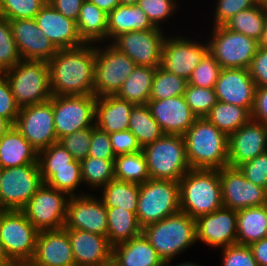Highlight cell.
Here are the masks:
<instances>
[{
	"label": "cell",
	"instance_id": "obj_9",
	"mask_svg": "<svg viewBox=\"0 0 267 266\" xmlns=\"http://www.w3.org/2000/svg\"><path fill=\"white\" fill-rule=\"evenodd\" d=\"M208 41V52L221 68L248 69L256 55L259 42L244 34L227 29L224 25L214 26Z\"/></svg>",
	"mask_w": 267,
	"mask_h": 266
},
{
	"label": "cell",
	"instance_id": "obj_12",
	"mask_svg": "<svg viewBox=\"0 0 267 266\" xmlns=\"http://www.w3.org/2000/svg\"><path fill=\"white\" fill-rule=\"evenodd\" d=\"M96 96H52L57 139L95 125Z\"/></svg>",
	"mask_w": 267,
	"mask_h": 266
},
{
	"label": "cell",
	"instance_id": "obj_57",
	"mask_svg": "<svg viewBox=\"0 0 267 266\" xmlns=\"http://www.w3.org/2000/svg\"><path fill=\"white\" fill-rule=\"evenodd\" d=\"M251 119L267 126V86L256 87Z\"/></svg>",
	"mask_w": 267,
	"mask_h": 266
},
{
	"label": "cell",
	"instance_id": "obj_18",
	"mask_svg": "<svg viewBox=\"0 0 267 266\" xmlns=\"http://www.w3.org/2000/svg\"><path fill=\"white\" fill-rule=\"evenodd\" d=\"M207 52V43H198L180 36L166 37L162 48L161 67L188 80Z\"/></svg>",
	"mask_w": 267,
	"mask_h": 266
},
{
	"label": "cell",
	"instance_id": "obj_41",
	"mask_svg": "<svg viewBox=\"0 0 267 266\" xmlns=\"http://www.w3.org/2000/svg\"><path fill=\"white\" fill-rule=\"evenodd\" d=\"M187 86V79L170 73L161 66H158L153 77L150 100H164L182 96Z\"/></svg>",
	"mask_w": 267,
	"mask_h": 266
},
{
	"label": "cell",
	"instance_id": "obj_60",
	"mask_svg": "<svg viewBox=\"0 0 267 266\" xmlns=\"http://www.w3.org/2000/svg\"><path fill=\"white\" fill-rule=\"evenodd\" d=\"M91 3L96 5L106 14H109L113 11L117 6L120 5L119 0H89Z\"/></svg>",
	"mask_w": 267,
	"mask_h": 266
},
{
	"label": "cell",
	"instance_id": "obj_36",
	"mask_svg": "<svg viewBox=\"0 0 267 266\" xmlns=\"http://www.w3.org/2000/svg\"><path fill=\"white\" fill-rule=\"evenodd\" d=\"M128 130L136 137L141 148L164 135L147 104L133 106Z\"/></svg>",
	"mask_w": 267,
	"mask_h": 266
},
{
	"label": "cell",
	"instance_id": "obj_66",
	"mask_svg": "<svg viewBox=\"0 0 267 266\" xmlns=\"http://www.w3.org/2000/svg\"><path fill=\"white\" fill-rule=\"evenodd\" d=\"M99 266H119V265L113 260V258H111L110 260L101 263Z\"/></svg>",
	"mask_w": 267,
	"mask_h": 266
},
{
	"label": "cell",
	"instance_id": "obj_43",
	"mask_svg": "<svg viewBox=\"0 0 267 266\" xmlns=\"http://www.w3.org/2000/svg\"><path fill=\"white\" fill-rule=\"evenodd\" d=\"M21 60L13 38L10 20L0 17V73L13 68Z\"/></svg>",
	"mask_w": 267,
	"mask_h": 266
},
{
	"label": "cell",
	"instance_id": "obj_37",
	"mask_svg": "<svg viewBox=\"0 0 267 266\" xmlns=\"http://www.w3.org/2000/svg\"><path fill=\"white\" fill-rule=\"evenodd\" d=\"M100 198L106 208L122 207L127 211H137L140 185L119 180H111L102 188Z\"/></svg>",
	"mask_w": 267,
	"mask_h": 266
},
{
	"label": "cell",
	"instance_id": "obj_3",
	"mask_svg": "<svg viewBox=\"0 0 267 266\" xmlns=\"http://www.w3.org/2000/svg\"><path fill=\"white\" fill-rule=\"evenodd\" d=\"M180 211L195 220L223 206L219 170L190 169L180 180Z\"/></svg>",
	"mask_w": 267,
	"mask_h": 266
},
{
	"label": "cell",
	"instance_id": "obj_56",
	"mask_svg": "<svg viewBox=\"0 0 267 266\" xmlns=\"http://www.w3.org/2000/svg\"><path fill=\"white\" fill-rule=\"evenodd\" d=\"M248 71L256 87L267 86V48L258 47Z\"/></svg>",
	"mask_w": 267,
	"mask_h": 266
},
{
	"label": "cell",
	"instance_id": "obj_50",
	"mask_svg": "<svg viewBox=\"0 0 267 266\" xmlns=\"http://www.w3.org/2000/svg\"><path fill=\"white\" fill-rule=\"evenodd\" d=\"M260 0H217L214 26L223 25L242 10L255 6Z\"/></svg>",
	"mask_w": 267,
	"mask_h": 266
},
{
	"label": "cell",
	"instance_id": "obj_7",
	"mask_svg": "<svg viewBox=\"0 0 267 266\" xmlns=\"http://www.w3.org/2000/svg\"><path fill=\"white\" fill-rule=\"evenodd\" d=\"M178 211H180L178 181L149 179L140 185L136 216L142 229Z\"/></svg>",
	"mask_w": 267,
	"mask_h": 266
},
{
	"label": "cell",
	"instance_id": "obj_31",
	"mask_svg": "<svg viewBox=\"0 0 267 266\" xmlns=\"http://www.w3.org/2000/svg\"><path fill=\"white\" fill-rule=\"evenodd\" d=\"M267 237V204L237 211V244L250 246Z\"/></svg>",
	"mask_w": 267,
	"mask_h": 266
},
{
	"label": "cell",
	"instance_id": "obj_59",
	"mask_svg": "<svg viewBox=\"0 0 267 266\" xmlns=\"http://www.w3.org/2000/svg\"><path fill=\"white\" fill-rule=\"evenodd\" d=\"M258 266H267V237L250 245Z\"/></svg>",
	"mask_w": 267,
	"mask_h": 266
},
{
	"label": "cell",
	"instance_id": "obj_10",
	"mask_svg": "<svg viewBox=\"0 0 267 266\" xmlns=\"http://www.w3.org/2000/svg\"><path fill=\"white\" fill-rule=\"evenodd\" d=\"M101 48L100 45L96 47L93 80L96 97L115 95L137 66L111 43Z\"/></svg>",
	"mask_w": 267,
	"mask_h": 266
},
{
	"label": "cell",
	"instance_id": "obj_34",
	"mask_svg": "<svg viewBox=\"0 0 267 266\" xmlns=\"http://www.w3.org/2000/svg\"><path fill=\"white\" fill-rule=\"evenodd\" d=\"M267 20V5L260 0L255 6L242 10L223 25L232 31L260 41Z\"/></svg>",
	"mask_w": 267,
	"mask_h": 266
},
{
	"label": "cell",
	"instance_id": "obj_35",
	"mask_svg": "<svg viewBox=\"0 0 267 266\" xmlns=\"http://www.w3.org/2000/svg\"><path fill=\"white\" fill-rule=\"evenodd\" d=\"M106 212L107 238L112 246L130 240L142 233V228L134 212L122 209V207L106 208Z\"/></svg>",
	"mask_w": 267,
	"mask_h": 266
},
{
	"label": "cell",
	"instance_id": "obj_32",
	"mask_svg": "<svg viewBox=\"0 0 267 266\" xmlns=\"http://www.w3.org/2000/svg\"><path fill=\"white\" fill-rule=\"evenodd\" d=\"M107 17L108 14L89 0L83 2L76 25L85 44L107 42Z\"/></svg>",
	"mask_w": 267,
	"mask_h": 266
},
{
	"label": "cell",
	"instance_id": "obj_8",
	"mask_svg": "<svg viewBox=\"0 0 267 266\" xmlns=\"http://www.w3.org/2000/svg\"><path fill=\"white\" fill-rule=\"evenodd\" d=\"M38 233L22 210H0V241L11 262L25 266L33 259Z\"/></svg>",
	"mask_w": 267,
	"mask_h": 266
},
{
	"label": "cell",
	"instance_id": "obj_38",
	"mask_svg": "<svg viewBox=\"0 0 267 266\" xmlns=\"http://www.w3.org/2000/svg\"><path fill=\"white\" fill-rule=\"evenodd\" d=\"M228 137L250 119V113L237 105L217 101L205 117Z\"/></svg>",
	"mask_w": 267,
	"mask_h": 266
},
{
	"label": "cell",
	"instance_id": "obj_26",
	"mask_svg": "<svg viewBox=\"0 0 267 266\" xmlns=\"http://www.w3.org/2000/svg\"><path fill=\"white\" fill-rule=\"evenodd\" d=\"M31 261L49 266H76L68 232L64 228L40 231Z\"/></svg>",
	"mask_w": 267,
	"mask_h": 266
},
{
	"label": "cell",
	"instance_id": "obj_69",
	"mask_svg": "<svg viewBox=\"0 0 267 266\" xmlns=\"http://www.w3.org/2000/svg\"><path fill=\"white\" fill-rule=\"evenodd\" d=\"M264 189H265V194H266V197H267V180H266V183H265Z\"/></svg>",
	"mask_w": 267,
	"mask_h": 266
},
{
	"label": "cell",
	"instance_id": "obj_16",
	"mask_svg": "<svg viewBox=\"0 0 267 266\" xmlns=\"http://www.w3.org/2000/svg\"><path fill=\"white\" fill-rule=\"evenodd\" d=\"M64 229H78L107 237V212L103 201L84 193L70 196Z\"/></svg>",
	"mask_w": 267,
	"mask_h": 266
},
{
	"label": "cell",
	"instance_id": "obj_11",
	"mask_svg": "<svg viewBox=\"0 0 267 266\" xmlns=\"http://www.w3.org/2000/svg\"><path fill=\"white\" fill-rule=\"evenodd\" d=\"M67 197V193L43 183L22 211L39 232L60 230L66 219Z\"/></svg>",
	"mask_w": 267,
	"mask_h": 266
},
{
	"label": "cell",
	"instance_id": "obj_46",
	"mask_svg": "<svg viewBox=\"0 0 267 266\" xmlns=\"http://www.w3.org/2000/svg\"><path fill=\"white\" fill-rule=\"evenodd\" d=\"M221 69L215 58L207 52L199 65L192 71L188 84L204 88H215Z\"/></svg>",
	"mask_w": 267,
	"mask_h": 266
},
{
	"label": "cell",
	"instance_id": "obj_40",
	"mask_svg": "<svg viewBox=\"0 0 267 266\" xmlns=\"http://www.w3.org/2000/svg\"><path fill=\"white\" fill-rule=\"evenodd\" d=\"M43 183L54 189L63 191L69 196H74L77 187L82 184L81 163L74 160L71 167L40 168Z\"/></svg>",
	"mask_w": 267,
	"mask_h": 266
},
{
	"label": "cell",
	"instance_id": "obj_42",
	"mask_svg": "<svg viewBox=\"0 0 267 266\" xmlns=\"http://www.w3.org/2000/svg\"><path fill=\"white\" fill-rule=\"evenodd\" d=\"M81 163V176L83 183L91 188H103L114 180V160H103L88 156Z\"/></svg>",
	"mask_w": 267,
	"mask_h": 266
},
{
	"label": "cell",
	"instance_id": "obj_48",
	"mask_svg": "<svg viewBox=\"0 0 267 266\" xmlns=\"http://www.w3.org/2000/svg\"><path fill=\"white\" fill-rule=\"evenodd\" d=\"M137 5L158 28H162L159 23L169 18L178 7L175 0H139Z\"/></svg>",
	"mask_w": 267,
	"mask_h": 266
},
{
	"label": "cell",
	"instance_id": "obj_21",
	"mask_svg": "<svg viewBox=\"0 0 267 266\" xmlns=\"http://www.w3.org/2000/svg\"><path fill=\"white\" fill-rule=\"evenodd\" d=\"M10 25L22 59L49 62L57 53L58 49L44 35L34 19L10 20Z\"/></svg>",
	"mask_w": 267,
	"mask_h": 266
},
{
	"label": "cell",
	"instance_id": "obj_64",
	"mask_svg": "<svg viewBox=\"0 0 267 266\" xmlns=\"http://www.w3.org/2000/svg\"><path fill=\"white\" fill-rule=\"evenodd\" d=\"M139 0H119L120 5H137Z\"/></svg>",
	"mask_w": 267,
	"mask_h": 266
},
{
	"label": "cell",
	"instance_id": "obj_49",
	"mask_svg": "<svg viewBox=\"0 0 267 266\" xmlns=\"http://www.w3.org/2000/svg\"><path fill=\"white\" fill-rule=\"evenodd\" d=\"M72 155L58 142L39 151L38 163L40 168L71 167Z\"/></svg>",
	"mask_w": 267,
	"mask_h": 266
},
{
	"label": "cell",
	"instance_id": "obj_58",
	"mask_svg": "<svg viewBox=\"0 0 267 266\" xmlns=\"http://www.w3.org/2000/svg\"><path fill=\"white\" fill-rule=\"evenodd\" d=\"M85 0H49L48 3L67 18L77 21Z\"/></svg>",
	"mask_w": 267,
	"mask_h": 266
},
{
	"label": "cell",
	"instance_id": "obj_65",
	"mask_svg": "<svg viewBox=\"0 0 267 266\" xmlns=\"http://www.w3.org/2000/svg\"><path fill=\"white\" fill-rule=\"evenodd\" d=\"M168 264H170L169 262H166L165 264H164V266H168ZM176 266H200L199 264H197V263H192V262H182V264L180 263V264H178V265H176Z\"/></svg>",
	"mask_w": 267,
	"mask_h": 266
},
{
	"label": "cell",
	"instance_id": "obj_5",
	"mask_svg": "<svg viewBox=\"0 0 267 266\" xmlns=\"http://www.w3.org/2000/svg\"><path fill=\"white\" fill-rule=\"evenodd\" d=\"M3 74L20 108L48 101L52 97L47 61L22 59Z\"/></svg>",
	"mask_w": 267,
	"mask_h": 266
},
{
	"label": "cell",
	"instance_id": "obj_61",
	"mask_svg": "<svg viewBox=\"0 0 267 266\" xmlns=\"http://www.w3.org/2000/svg\"><path fill=\"white\" fill-rule=\"evenodd\" d=\"M13 127V125L4 117L0 116V140Z\"/></svg>",
	"mask_w": 267,
	"mask_h": 266
},
{
	"label": "cell",
	"instance_id": "obj_44",
	"mask_svg": "<svg viewBox=\"0 0 267 266\" xmlns=\"http://www.w3.org/2000/svg\"><path fill=\"white\" fill-rule=\"evenodd\" d=\"M184 97L197 118H205L218 101L214 88H204L190 84L186 88Z\"/></svg>",
	"mask_w": 267,
	"mask_h": 266
},
{
	"label": "cell",
	"instance_id": "obj_29",
	"mask_svg": "<svg viewBox=\"0 0 267 266\" xmlns=\"http://www.w3.org/2000/svg\"><path fill=\"white\" fill-rule=\"evenodd\" d=\"M39 152L13 126L0 140L3 169L38 163Z\"/></svg>",
	"mask_w": 267,
	"mask_h": 266
},
{
	"label": "cell",
	"instance_id": "obj_47",
	"mask_svg": "<svg viewBox=\"0 0 267 266\" xmlns=\"http://www.w3.org/2000/svg\"><path fill=\"white\" fill-rule=\"evenodd\" d=\"M95 127L94 125L63 136L58 140V143L72 155L74 160L81 162L88 157L92 130Z\"/></svg>",
	"mask_w": 267,
	"mask_h": 266
},
{
	"label": "cell",
	"instance_id": "obj_15",
	"mask_svg": "<svg viewBox=\"0 0 267 266\" xmlns=\"http://www.w3.org/2000/svg\"><path fill=\"white\" fill-rule=\"evenodd\" d=\"M163 29L131 31L123 33L110 42L127 55L137 66H161L162 48L166 38Z\"/></svg>",
	"mask_w": 267,
	"mask_h": 266
},
{
	"label": "cell",
	"instance_id": "obj_51",
	"mask_svg": "<svg viewBox=\"0 0 267 266\" xmlns=\"http://www.w3.org/2000/svg\"><path fill=\"white\" fill-rule=\"evenodd\" d=\"M237 168L247 180L264 188L267 180V151Z\"/></svg>",
	"mask_w": 267,
	"mask_h": 266
},
{
	"label": "cell",
	"instance_id": "obj_30",
	"mask_svg": "<svg viewBox=\"0 0 267 266\" xmlns=\"http://www.w3.org/2000/svg\"><path fill=\"white\" fill-rule=\"evenodd\" d=\"M156 27L138 5H119L108 14L107 40L111 42L123 33L146 31Z\"/></svg>",
	"mask_w": 267,
	"mask_h": 266
},
{
	"label": "cell",
	"instance_id": "obj_24",
	"mask_svg": "<svg viewBox=\"0 0 267 266\" xmlns=\"http://www.w3.org/2000/svg\"><path fill=\"white\" fill-rule=\"evenodd\" d=\"M34 20L57 49H70L84 45L79 36L76 21L65 17L48 2Z\"/></svg>",
	"mask_w": 267,
	"mask_h": 266
},
{
	"label": "cell",
	"instance_id": "obj_14",
	"mask_svg": "<svg viewBox=\"0 0 267 266\" xmlns=\"http://www.w3.org/2000/svg\"><path fill=\"white\" fill-rule=\"evenodd\" d=\"M14 127L38 152L57 143L52 97L42 103L21 107Z\"/></svg>",
	"mask_w": 267,
	"mask_h": 266
},
{
	"label": "cell",
	"instance_id": "obj_22",
	"mask_svg": "<svg viewBox=\"0 0 267 266\" xmlns=\"http://www.w3.org/2000/svg\"><path fill=\"white\" fill-rule=\"evenodd\" d=\"M214 89L218 101L237 105L251 112L256 86L248 69L222 68Z\"/></svg>",
	"mask_w": 267,
	"mask_h": 266
},
{
	"label": "cell",
	"instance_id": "obj_45",
	"mask_svg": "<svg viewBox=\"0 0 267 266\" xmlns=\"http://www.w3.org/2000/svg\"><path fill=\"white\" fill-rule=\"evenodd\" d=\"M45 4V0H0V17L34 19Z\"/></svg>",
	"mask_w": 267,
	"mask_h": 266
},
{
	"label": "cell",
	"instance_id": "obj_62",
	"mask_svg": "<svg viewBox=\"0 0 267 266\" xmlns=\"http://www.w3.org/2000/svg\"><path fill=\"white\" fill-rule=\"evenodd\" d=\"M0 265H17L9 260L8 256L6 255L3 249L1 241H0Z\"/></svg>",
	"mask_w": 267,
	"mask_h": 266
},
{
	"label": "cell",
	"instance_id": "obj_25",
	"mask_svg": "<svg viewBox=\"0 0 267 266\" xmlns=\"http://www.w3.org/2000/svg\"><path fill=\"white\" fill-rule=\"evenodd\" d=\"M65 230L76 266H99L112 258V245L107 237L78 229Z\"/></svg>",
	"mask_w": 267,
	"mask_h": 266
},
{
	"label": "cell",
	"instance_id": "obj_33",
	"mask_svg": "<svg viewBox=\"0 0 267 266\" xmlns=\"http://www.w3.org/2000/svg\"><path fill=\"white\" fill-rule=\"evenodd\" d=\"M156 68L157 67L136 66L115 95L134 105L147 104L150 100Z\"/></svg>",
	"mask_w": 267,
	"mask_h": 266
},
{
	"label": "cell",
	"instance_id": "obj_52",
	"mask_svg": "<svg viewBox=\"0 0 267 266\" xmlns=\"http://www.w3.org/2000/svg\"><path fill=\"white\" fill-rule=\"evenodd\" d=\"M222 250L223 266H258L250 246L234 244Z\"/></svg>",
	"mask_w": 267,
	"mask_h": 266
},
{
	"label": "cell",
	"instance_id": "obj_4",
	"mask_svg": "<svg viewBox=\"0 0 267 266\" xmlns=\"http://www.w3.org/2000/svg\"><path fill=\"white\" fill-rule=\"evenodd\" d=\"M164 263L197 242L196 220L178 211L142 229Z\"/></svg>",
	"mask_w": 267,
	"mask_h": 266
},
{
	"label": "cell",
	"instance_id": "obj_63",
	"mask_svg": "<svg viewBox=\"0 0 267 266\" xmlns=\"http://www.w3.org/2000/svg\"><path fill=\"white\" fill-rule=\"evenodd\" d=\"M259 46L267 48V20L265 23L264 31L261 37V40L259 41Z\"/></svg>",
	"mask_w": 267,
	"mask_h": 266
},
{
	"label": "cell",
	"instance_id": "obj_1",
	"mask_svg": "<svg viewBox=\"0 0 267 266\" xmlns=\"http://www.w3.org/2000/svg\"><path fill=\"white\" fill-rule=\"evenodd\" d=\"M96 45L58 49L48 62L52 96L94 94Z\"/></svg>",
	"mask_w": 267,
	"mask_h": 266
},
{
	"label": "cell",
	"instance_id": "obj_68",
	"mask_svg": "<svg viewBox=\"0 0 267 266\" xmlns=\"http://www.w3.org/2000/svg\"><path fill=\"white\" fill-rule=\"evenodd\" d=\"M2 173H3V168L0 166V187H1V176H2Z\"/></svg>",
	"mask_w": 267,
	"mask_h": 266
},
{
	"label": "cell",
	"instance_id": "obj_67",
	"mask_svg": "<svg viewBox=\"0 0 267 266\" xmlns=\"http://www.w3.org/2000/svg\"><path fill=\"white\" fill-rule=\"evenodd\" d=\"M25 266H49V265L33 263L32 261H29Z\"/></svg>",
	"mask_w": 267,
	"mask_h": 266
},
{
	"label": "cell",
	"instance_id": "obj_39",
	"mask_svg": "<svg viewBox=\"0 0 267 266\" xmlns=\"http://www.w3.org/2000/svg\"><path fill=\"white\" fill-rule=\"evenodd\" d=\"M115 180L143 184L150 179L143 150L116 156L114 159Z\"/></svg>",
	"mask_w": 267,
	"mask_h": 266
},
{
	"label": "cell",
	"instance_id": "obj_20",
	"mask_svg": "<svg viewBox=\"0 0 267 266\" xmlns=\"http://www.w3.org/2000/svg\"><path fill=\"white\" fill-rule=\"evenodd\" d=\"M228 166L237 168L267 151V126L250 119L229 136Z\"/></svg>",
	"mask_w": 267,
	"mask_h": 266
},
{
	"label": "cell",
	"instance_id": "obj_2",
	"mask_svg": "<svg viewBox=\"0 0 267 266\" xmlns=\"http://www.w3.org/2000/svg\"><path fill=\"white\" fill-rule=\"evenodd\" d=\"M191 169L220 170L228 166L229 137L206 118H197L184 133Z\"/></svg>",
	"mask_w": 267,
	"mask_h": 266
},
{
	"label": "cell",
	"instance_id": "obj_23",
	"mask_svg": "<svg viewBox=\"0 0 267 266\" xmlns=\"http://www.w3.org/2000/svg\"><path fill=\"white\" fill-rule=\"evenodd\" d=\"M147 105L164 135L183 136L197 119L184 95L164 100H149Z\"/></svg>",
	"mask_w": 267,
	"mask_h": 266
},
{
	"label": "cell",
	"instance_id": "obj_70",
	"mask_svg": "<svg viewBox=\"0 0 267 266\" xmlns=\"http://www.w3.org/2000/svg\"><path fill=\"white\" fill-rule=\"evenodd\" d=\"M0 266H18V265H0Z\"/></svg>",
	"mask_w": 267,
	"mask_h": 266
},
{
	"label": "cell",
	"instance_id": "obj_17",
	"mask_svg": "<svg viewBox=\"0 0 267 266\" xmlns=\"http://www.w3.org/2000/svg\"><path fill=\"white\" fill-rule=\"evenodd\" d=\"M219 177L224 207L238 211L267 204L265 189L247 180L238 168L223 167Z\"/></svg>",
	"mask_w": 267,
	"mask_h": 266
},
{
	"label": "cell",
	"instance_id": "obj_28",
	"mask_svg": "<svg viewBox=\"0 0 267 266\" xmlns=\"http://www.w3.org/2000/svg\"><path fill=\"white\" fill-rule=\"evenodd\" d=\"M112 258L119 266H164L165 264L143 233L112 246Z\"/></svg>",
	"mask_w": 267,
	"mask_h": 266
},
{
	"label": "cell",
	"instance_id": "obj_6",
	"mask_svg": "<svg viewBox=\"0 0 267 266\" xmlns=\"http://www.w3.org/2000/svg\"><path fill=\"white\" fill-rule=\"evenodd\" d=\"M150 179L178 181L191 169L185 140L180 135H163L142 148Z\"/></svg>",
	"mask_w": 267,
	"mask_h": 266
},
{
	"label": "cell",
	"instance_id": "obj_13",
	"mask_svg": "<svg viewBox=\"0 0 267 266\" xmlns=\"http://www.w3.org/2000/svg\"><path fill=\"white\" fill-rule=\"evenodd\" d=\"M42 184L39 164L3 169L0 210H22Z\"/></svg>",
	"mask_w": 267,
	"mask_h": 266
},
{
	"label": "cell",
	"instance_id": "obj_19",
	"mask_svg": "<svg viewBox=\"0 0 267 266\" xmlns=\"http://www.w3.org/2000/svg\"><path fill=\"white\" fill-rule=\"evenodd\" d=\"M197 241L225 248L237 244V211L222 206L196 219Z\"/></svg>",
	"mask_w": 267,
	"mask_h": 266
},
{
	"label": "cell",
	"instance_id": "obj_54",
	"mask_svg": "<svg viewBox=\"0 0 267 266\" xmlns=\"http://www.w3.org/2000/svg\"><path fill=\"white\" fill-rule=\"evenodd\" d=\"M88 156L103 160L115 159L109 135L97 127L92 130Z\"/></svg>",
	"mask_w": 267,
	"mask_h": 266
},
{
	"label": "cell",
	"instance_id": "obj_27",
	"mask_svg": "<svg viewBox=\"0 0 267 266\" xmlns=\"http://www.w3.org/2000/svg\"><path fill=\"white\" fill-rule=\"evenodd\" d=\"M134 104L116 95L96 98L95 126L107 134L128 130Z\"/></svg>",
	"mask_w": 267,
	"mask_h": 266
},
{
	"label": "cell",
	"instance_id": "obj_55",
	"mask_svg": "<svg viewBox=\"0 0 267 266\" xmlns=\"http://www.w3.org/2000/svg\"><path fill=\"white\" fill-rule=\"evenodd\" d=\"M115 157L142 150L136 137L130 130L113 132L108 134Z\"/></svg>",
	"mask_w": 267,
	"mask_h": 266
},
{
	"label": "cell",
	"instance_id": "obj_53",
	"mask_svg": "<svg viewBox=\"0 0 267 266\" xmlns=\"http://www.w3.org/2000/svg\"><path fill=\"white\" fill-rule=\"evenodd\" d=\"M20 112L10 85L3 73H0V116L6 118L13 126Z\"/></svg>",
	"mask_w": 267,
	"mask_h": 266
}]
</instances>
